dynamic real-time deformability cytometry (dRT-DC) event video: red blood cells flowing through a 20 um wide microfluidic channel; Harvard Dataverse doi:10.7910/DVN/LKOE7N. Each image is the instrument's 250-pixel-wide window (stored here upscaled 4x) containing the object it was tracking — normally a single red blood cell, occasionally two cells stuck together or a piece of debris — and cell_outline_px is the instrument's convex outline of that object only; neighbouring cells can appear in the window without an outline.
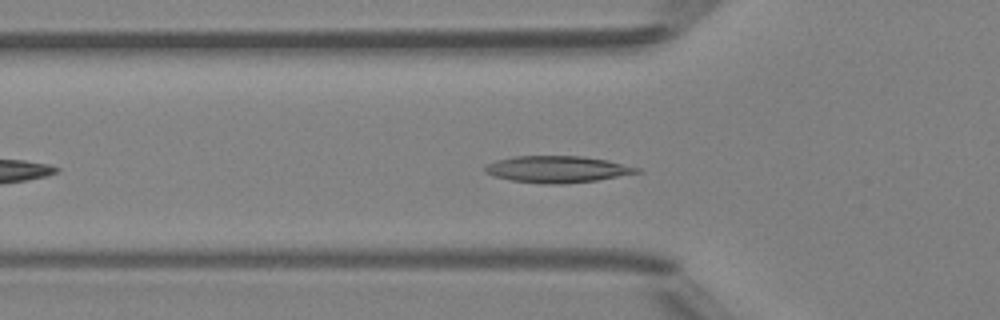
{"species": "Egyptian fruit bat (a non-hibernating species)", "species_latin": "Rousettus aegyptiacus", "temperature_condition": "room temperature", "stored_images_in_passage": 37, "camera_frame_rate_fps": 3000, "um_per_image_px": 0.085, "animal": {"sex": "female"}, "frame": {"image": 1, "passage_image": 7, "time_ms": 2.0, "image_size_px": [1000, 320], "cell_outline_px": [[644, 172], [596, 180], [560, 184], [540, 184], [512, 180], [496, 176], [484, 172], [484, 168], [488, 164], [496, 160], [516, 156], [580, 156], [608, 160], [640, 168]], "centroid_in_image_um": [47.4, 14.38], "position_along_channel_um": 78.4, "area_um2": 23.52}}
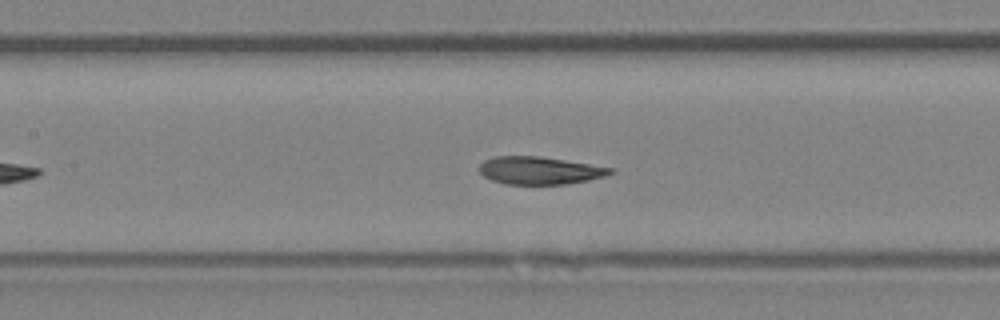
{"frame": {"image": 2, "passage_image": 13, "time_ms": 4.0, "image_size_px": [1000, 320], "cell_outline_px": [[616, 172], [604, 176], [588, 180], [568, 184], [504, 184], [492, 180], [484, 176], [480, 172], [480, 164], [484, 160], [496, 156], [540, 156], [616, 168]], "centroid_in_image_um": [45.91, 14.49], "position_along_channel_um": 161.5, "area_um2": 21.21}}
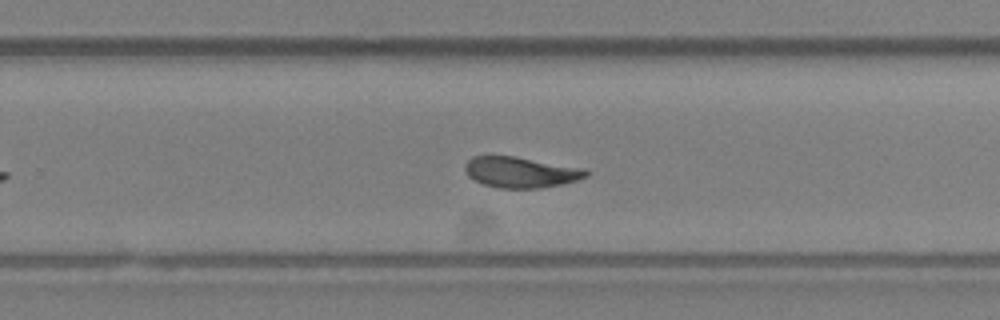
{"frame": {"image": 3, "passage_image": 22, "time_ms": 7.0, "image_size_px": [1000, 320], "cell_outline_px": [[588, 176], [576, 180], [560, 184], [540, 188], [500, 188], [484, 184], [468, 176], [464, 168], [464, 164], [472, 156], [516, 156], [584, 168], [588, 172]], "centroid_in_image_um": [44.25, 14.63], "position_along_channel_um": 285.6, "area_um2": 21.62}, "authors_computed_cell_mechanics": {"area_um2": 21.5016, "velocity_mm_per_s": 4.1586, "shape_relaxation_time_tau1_ms": 5.3094, "shape_relaxation_time_tau2_ms": 1.7507, "deformation_change_tau1": 0.143, "deformation_change_tau2": 0.0735}}